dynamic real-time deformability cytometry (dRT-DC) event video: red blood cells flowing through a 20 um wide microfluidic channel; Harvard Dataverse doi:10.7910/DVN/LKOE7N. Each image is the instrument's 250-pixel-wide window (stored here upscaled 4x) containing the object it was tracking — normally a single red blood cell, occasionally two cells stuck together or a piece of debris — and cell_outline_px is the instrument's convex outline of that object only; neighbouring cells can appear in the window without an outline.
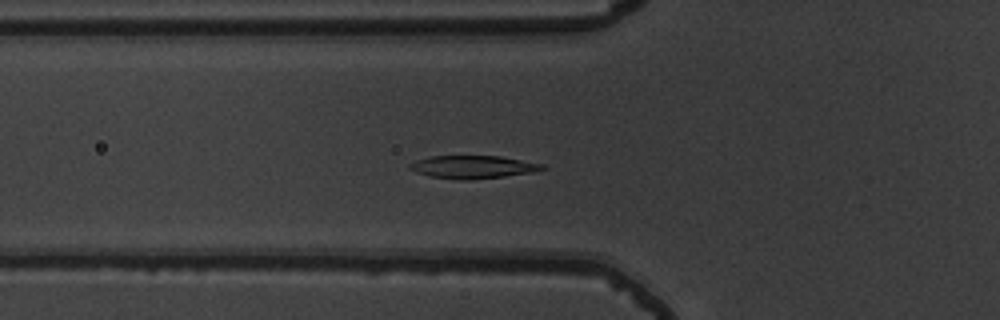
{"species": "common noctule bat (a hibernating species)", "species_latin": "Nyctalus noctula", "temperature_condition": "warm", "stored_images_in_passage": 38, "camera_frame_rate_fps": 3000, "um_per_image_px": 0.085, "animal": {"sex": "male", "body_mass_g": 19.5, "forearm_length_mm": 54.6}, "frame": {"image": 1, "passage_image": 3, "time_ms": 0.667, "image_size_px": [1000, 320], "cell_outline_px": [[548, 168], [536, 172], [472, 180], [460, 180], [428, 176], [416, 172], [408, 168], [408, 164], [416, 160], [428, 156], [500, 156], [544, 164]], "centroid_in_image_um": [40.21, 14.19], "position_along_channel_um": 85.6, "area_um2": 17.92}}
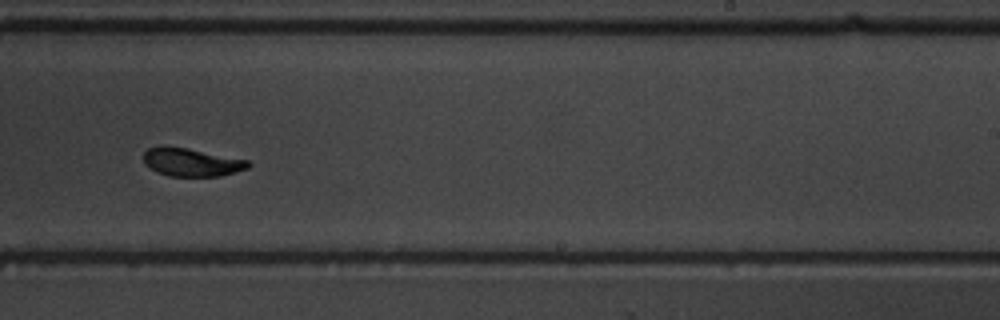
{"frame": {"image": 2, "passage_image": 18, "time_ms": 5.667, "image_size_px": [1000, 320], "cell_outline_px": [[252, 164], [248, 168], [236, 172], [220, 176], [168, 176], [156, 172], [144, 164], [144, 152], [148, 148], [160, 144], [164, 144], [188, 148], [248, 160]], "centroid_in_image_um": [16.24, 13.77], "position_along_channel_um": 272.8, "area_um2": 17.51}}
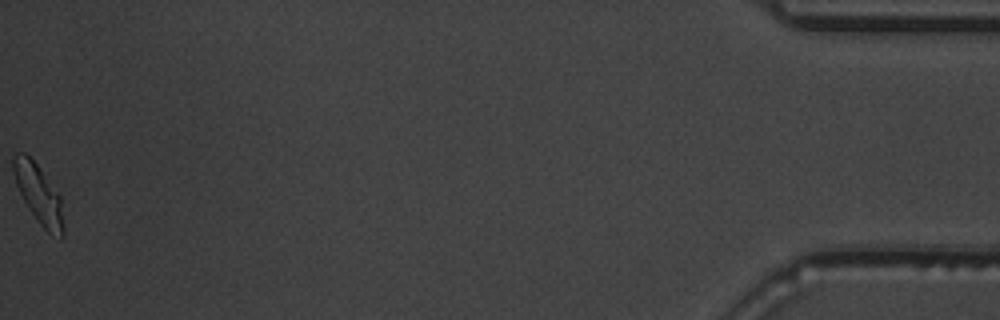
{"frame": {"image": 3, "passage_image": 38, "time_ms": 12.333, "image_size_px": [1000, 320], "cell_outline_px": [[64, 236], [60, 240], [52, 236], [40, 224], [28, 208], [16, 184], [12, 172], [12, 156], [16, 152], [24, 152], [36, 164], [60, 196], [64, 224]], "centroid_in_image_um": [3.28, 16.53], "position_along_channel_um": 431.9, "area_um2": 17.22}, "authors_computed_cell_mechanics": {"area_um2": 17.629, "velocity_mm_per_s": 3.7504, "shape_relaxation_time_tau1_ms": 2.4492, "shape_relaxation_time_tau2_ms": 1.7917, "deformation_change_tau1": 0.1367, "deformation_change_tau2": 0.0554}}